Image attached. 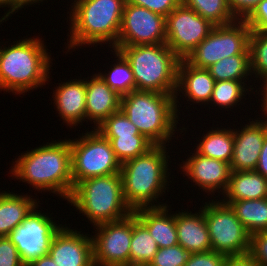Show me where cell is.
I'll use <instances>...</instances> for the list:
<instances>
[{
    "instance_id": "cell-1",
    "label": "cell",
    "mask_w": 267,
    "mask_h": 266,
    "mask_svg": "<svg viewBox=\"0 0 267 266\" xmlns=\"http://www.w3.org/2000/svg\"><path fill=\"white\" fill-rule=\"evenodd\" d=\"M12 162V179L31 185L41 194L49 192L65 201L69 199L74 188L69 138L46 142L21 153Z\"/></svg>"
},
{
    "instance_id": "cell-2",
    "label": "cell",
    "mask_w": 267,
    "mask_h": 266,
    "mask_svg": "<svg viewBox=\"0 0 267 266\" xmlns=\"http://www.w3.org/2000/svg\"><path fill=\"white\" fill-rule=\"evenodd\" d=\"M35 37L16 39L8 47L6 42L0 45V92L24 96L51 81V53L44 40Z\"/></svg>"
},
{
    "instance_id": "cell-3",
    "label": "cell",
    "mask_w": 267,
    "mask_h": 266,
    "mask_svg": "<svg viewBox=\"0 0 267 266\" xmlns=\"http://www.w3.org/2000/svg\"><path fill=\"white\" fill-rule=\"evenodd\" d=\"M73 2V0H71ZM126 0H74L69 7V32L66 36V54L70 49L117 46ZM69 38V39H68ZM108 44V45H107ZM88 45V46H87ZM79 47V48H78Z\"/></svg>"
},
{
    "instance_id": "cell-4",
    "label": "cell",
    "mask_w": 267,
    "mask_h": 266,
    "mask_svg": "<svg viewBox=\"0 0 267 266\" xmlns=\"http://www.w3.org/2000/svg\"><path fill=\"white\" fill-rule=\"evenodd\" d=\"M170 149L166 146H153L145 154L122 163L120 173L123 195L133 211L143 207L168 205L159 200L166 190L169 192L168 186L172 183L169 166L172 161L169 160L171 157L168 153Z\"/></svg>"
},
{
    "instance_id": "cell-5",
    "label": "cell",
    "mask_w": 267,
    "mask_h": 266,
    "mask_svg": "<svg viewBox=\"0 0 267 266\" xmlns=\"http://www.w3.org/2000/svg\"><path fill=\"white\" fill-rule=\"evenodd\" d=\"M174 95L131 91L121 97L120 110L154 146L169 147L172 137L176 139V131H187L186 127L177 126L182 120L176 112Z\"/></svg>"
},
{
    "instance_id": "cell-6",
    "label": "cell",
    "mask_w": 267,
    "mask_h": 266,
    "mask_svg": "<svg viewBox=\"0 0 267 266\" xmlns=\"http://www.w3.org/2000/svg\"><path fill=\"white\" fill-rule=\"evenodd\" d=\"M67 203L85 216L93 227L122 220L133 213L123 195L121 173L91 177L78 182Z\"/></svg>"
},
{
    "instance_id": "cell-7",
    "label": "cell",
    "mask_w": 267,
    "mask_h": 266,
    "mask_svg": "<svg viewBox=\"0 0 267 266\" xmlns=\"http://www.w3.org/2000/svg\"><path fill=\"white\" fill-rule=\"evenodd\" d=\"M129 62L135 90L175 94L180 58L166 44L116 46Z\"/></svg>"
},
{
    "instance_id": "cell-8",
    "label": "cell",
    "mask_w": 267,
    "mask_h": 266,
    "mask_svg": "<svg viewBox=\"0 0 267 266\" xmlns=\"http://www.w3.org/2000/svg\"><path fill=\"white\" fill-rule=\"evenodd\" d=\"M72 182H78L91 177L107 176L120 173L121 163L117 159L111 143L96 129L70 139Z\"/></svg>"
},
{
    "instance_id": "cell-9",
    "label": "cell",
    "mask_w": 267,
    "mask_h": 266,
    "mask_svg": "<svg viewBox=\"0 0 267 266\" xmlns=\"http://www.w3.org/2000/svg\"><path fill=\"white\" fill-rule=\"evenodd\" d=\"M215 200L204 203V216L212 250L226 256L248 254L251 235L230 205Z\"/></svg>"
},
{
    "instance_id": "cell-10",
    "label": "cell",
    "mask_w": 267,
    "mask_h": 266,
    "mask_svg": "<svg viewBox=\"0 0 267 266\" xmlns=\"http://www.w3.org/2000/svg\"><path fill=\"white\" fill-rule=\"evenodd\" d=\"M251 28L244 20L214 26L209 35L186 56L192 66L208 68L219 60L239 54H250Z\"/></svg>"
},
{
    "instance_id": "cell-11",
    "label": "cell",
    "mask_w": 267,
    "mask_h": 266,
    "mask_svg": "<svg viewBox=\"0 0 267 266\" xmlns=\"http://www.w3.org/2000/svg\"><path fill=\"white\" fill-rule=\"evenodd\" d=\"M39 206L36 205L8 236L26 266L48 254L53 237L63 226L60 221L57 224L56 220H53L55 218L51 217L53 212L42 213L41 210H37Z\"/></svg>"
},
{
    "instance_id": "cell-12",
    "label": "cell",
    "mask_w": 267,
    "mask_h": 266,
    "mask_svg": "<svg viewBox=\"0 0 267 266\" xmlns=\"http://www.w3.org/2000/svg\"><path fill=\"white\" fill-rule=\"evenodd\" d=\"M91 233L94 266H122L130 262L132 214L122 220L94 226Z\"/></svg>"
},
{
    "instance_id": "cell-13",
    "label": "cell",
    "mask_w": 267,
    "mask_h": 266,
    "mask_svg": "<svg viewBox=\"0 0 267 266\" xmlns=\"http://www.w3.org/2000/svg\"><path fill=\"white\" fill-rule=\"evenodd\" d=\"M215 25L181 3L166 17V44L185 59L211 32Z\"/></svg>"
},
{
    "instance_id": "cell-14",
    "label": "cell",
    "mask_w": 267,
    "mask_h": 266,
    "mask_svg": "<svg viewBox=\"0 0 267 266\" xmlns=\"http://www.w3.org/2000/svg\"><path fill=\"white\" fill-rule=\"evenodd\" d=\"M166 43V17L125 3L117 46Z\"/></svg>"
},
{
    "instance_id": "cell-15",
    "label": "cell",
    "mask_w": 267,
    "mask_h": 266,
    "mask_svg": "<svg viewBox=\"0 0 267 266\" xmlns=\"http://www.w3.org/2000/svg\"><path fill=\"white\" fill-rule=\"evenodd\" d=\"M194 153L190 152V155L182 160L183 164H179V168L183 172V177L190 179L193 186L204 194L210 195L211 197L217 192L218 195L213 198L220 199V194L222 195L227 186L229 179L231 177V165L227 162L220 161L214 158H208L198 154L195 150ZM196 185V186H195ZM221 192V193H220Z\"/></svg>"
},
{
    "instance_id": "cell-16",
    "label": "cell",
    "mask_w": 267,
    "mask_h": 266,
    "mask_svg": "<svg viewBox=\"0 0 267 266\" xmlns=\"http://www.w3.org/2000/svg\"><path fill=\"white\" fill-rule=\"evenodd\" d=\"M260 117L248 119L249 123L247 122L245 126L242 124L241 129L233 128L234 149L230 162L232 171H254L256 169L267 134V113L262 112Z\"/></svg>"
},
{
    "instance_id": "cell-17",
    "label": "cell",
    "mask_w": 267,
    "mask_h": 266,
    "mask_svg": "<svg viewBox=\"0 0 267 266\" xmlns=\"http://www.w3.org/2000/svg\"><path fill=\"white\" fill-rule=\"evenodd\" d=\"M66 225L53 237L48 254L58 266H94L91 235Z\"/></svg>"
},
{
    "instance_id": "cell-18",
    "label": "cell",
    "mask_w": 267,
    "mask_h": 266,
    "mask_svg": "<svg viewBox=\"0 0 267 266\" xmlns=\"http://www.w3.org/2000/svg\"><path fill=\"white\" fill-rule=\"evenodd\" d=\"M215 80L206 68H198L190 65L185 59H181L178 66L177 88L175 92V108L179 117V100L188 99L186 102L190 105L207 106L211 100ZM183 94V95H181ZM178 96L182 98H178ZM184 96V97H183ZM190 101V102H189ZM180 108H179V105Z\"/></svg>"
},
{
    "instance_id": "cell-19",
    "label": "cell",
    "mask_w": 267,
    "mask_h": 266,
    "mask_svg": "<svg viewBox=\"0 0 267 266\" xmlns=\"http://www.w3.org/2000/svg\"><path fill=\"white\" fill-rule=\"evenodd\" d=\"M63 81L53 89V103L63 123L67 127L76 129L82 126L86 120V78ZM84 121V122H83ZM82 124V125H81ZM73 126V127H72ZM75 126V128H74Z\"/></svg>"
},
{
    "instance_id": "cell-20",
    "label": "cell",
    "mask_w": 267,
    "mask_h": 266,
    "mask_svg": "<svg viewBox=\"0 0 267 266\" xmlns=\"http://www.w3.org/2000/svg\"><path fill=\"white\" fill-rule=\"evenodd\" d=\"M90 77L86 78V119L94 124L92 128L95 129L111 114L120 110L121 96L97 72Z\"/></svg>"
},
{
    "instance_id": "cell-21",
    "label": "cell",
    "mask_w": 267,
    "mask_h": 266,
    "mask_svg": "<svg viewBox=\"0 0 267 266\" xmlns=\"http://www.w3.org/2000/svg\"><path fill=\"white\" fill-rule=\"evenodd\" d=\"M195 213L188 209L175 211L178 244L190 254L211 251L209 231L204 216V203Z\"/></svg>"
},
{
    "instance_id": "cell-22",
    "label": "cell",
    "mask_w": 267,
    "mask_h": 266,
    "mask_svg": "<svg viewBox=\"0 0 267 266\" xmlns=\"http://www.w3.org/2000/svg\"><path fill=\"white\" fill-rule=\"evenodd\" d=\"M171 206L143 207L133 211L137 219L148 229L158 248L178 244L175 213L171 211Z\"/></svg>"
},
{
    "instance_id": "cell-23",
    "label": "cell",
    "mask_w": 267,
    "mask_h": 266,
    "mask_svg": "<svg viewBox=\"0 0 267 266\" xmlns=\"http://www.w3.org/2000/svg\"><path fill=\"white\" fill-rule=\"evenodd\" d=\"M20 194L10 190L0 192V237L9 236L36 205L42 204L37 197Z\"/></svg>"
},
{
    "instance_id": "cell-24",
    "label": "cell",
    "mask_w": 267,
    "mask_h": 266,
    "mask_svg": "<svg viewBox=\"0 0 267 266\" xmlns=\"http://www.w3.org/2000/svg\"><path fill=\"white\" fill-rule=\"evenodd\" d=\"M220 199L232 201L267 198V178L254 171H232L228 186Z\"/></svg>"
},
{
    "instance_id": "cell-25",
    "label": "cell",
    "mask_w": 267,
    "mask_h": 266,
    "mask_svg": "<svg viewBox=\"0 0 267 266\" xmlns=\"http://www.w3.org/2000/svg\"><path fill=\"white\" fill-rule=\"evenodd\" d=\"M213 127V128H212ZM205 134L198 137L195 151L205 157L214 158L230 164L233 157L234 134L230 127L224 128L212 126ZM223 127V128H221Z\"/></svg>"
},
{
    "instance_id": "cell-26",
    "label": "cell",
    "mask_w": 267,
    "mask_h": 266,
    "mask_svg": "<svg viewBox=\"0 0 267 266\" xmlns=\"http://www.w3.org/2000/svg\"><path fill=\"white\" fill-rule=\"evenodd\" d=\"M246 82L247 81L234 80L215 81L211 100L206 107H209V111L211 108L210 106H212V109L215 106L220 110L223 108L225 111H231V109H235V107H238L240 104L241 106L242 104H246L244 100H247L245 97L247 94L249 96L252 92L253 96H255L253 92L255 89L252 87L253 84L249 85V87Z\"/></svg>"
},
{
    "instance_id": "cell-27",
    "label": "cell",
    "mask_w": 267,
    "mask_h": 266,
    "mask_svg": "<svg viewBox=\"0 0 267 266\" xmlns=\"http://www.w3.org/2000/svg\"><path fill=\"white\" fill-rule=\"evenodd\" d=\"M229 205L250 235L267 231V198L237 200Z\"/></svg>"
},
{
    "instance_id": "cell-28",
    "label": "cell",
    "mask_w": 267,
    "mask_h": 266,
    "mask_svg": "<svg viewBox=\"0 0 267 266\" xmlns=\"http://www.w3.org/2000/svg\"><path fill=\"white\" fill-rule=\"evenodd\" d=\"M110 50L113 56H115L114 58H117L111 61H115V63L110 65L109 71L105 70L103 73L100 70L97 74L112 90L116 91L122 97L131 91H135V79L127 59L118 50L113 48Z\"/></svg>"
},
{
    "instance_id": "cell-29",
    "label": "cell",
    "mask_w": 267,
    "mask_h": 266,
    "mask_svg": "<svg viewBox=\"0 0 267 266\" xmlns=\"http://www.w3.org/2000/svg\"><path fill=\"white\" fill-rule=\"evenodd\" d=\"M215 81L234 80L247 81L254 80L251 74L250 54H239L225 57L207 68ZM250 76V77H248Z\"/></svg>"
},
{
    "instance_id": "cell-30",
    "label": "cell",
    "mask_w": 267,
    "mask_h": 266,
    "mask_svg": "<svg viewBox=\"0 0 267 266\" xmlns=\"http://www.w3.org/2000/svg\"><path fill=\"white\" fill-rule=\"evenodd\" d=\"M158 251V246L148 229L132 213V239L130 262L149 264Z\"/></svg>"
},
{
    "instance_id": "cell-31",
    "label": "cell",
    "mask_w": 267,
    "mask_h": 266,
    "mask_svg": "<svg viewBox=\"0 0 267 266\" xmlns=\"http://www.w3.org/2000/svg\"><path fill=\"white\" fill-rule=\"evenodd\" d=\"M181 3L193 9L213 25H228L235 22L227 0H181Z\"/></svg>"
},
{
    "instance_id": "cell-32",
    "label": "cell",
    "mask_w": 267,
    "mask_h": 266,
    "mask_svg": "<svg viewBox=\"0 0 267 266\" xmlns=\"http://www.w3.org/2000/svg\"><path fill=\"white\" fill-rule=\"evenodd\" d=\"M111 143L117 159L123 162L145 154L154 145L144 136H103Z\"/></svg>"
},
{
    "instance_id": "cell-33",
    "label": "cell",
    "mask_w": 267,
    "mask_h": 266,
    "mask_svg": "<svg viewBox=\"0 0 267 266\" xmlns=\"http://www.w3.org/2000/svg\"><path fill=\"white\" fill-rule=\"evenodd\" d=\"M251 74L255 78L253 84H261L267 78V33L251 31L249 38ZM258 78V79H257ZM257 80V82H256Z\"/></svg>"
},
{
    "instance_id": "cell-34",
    "label": "cell",
    "mask_w": 267,
    "mask_h": 266,
    "mask_svg": "<svg viewBox=\"0 0 267 266\" xmlns=\"http://www.w3.org/2000/svg\"><path fill=\"white\" fill-rule=\"evenodd\" d=\"M95 129L102 136H143L121 110L111 114Z\"/></svg>"
},
{
    "instance_id": "cell-35",
    "label": "cell",
    "mask_w": 267,
    "mask_h": 266,
    "mask_svg": "<svg viewBox=\"0 0 267 266\" xmlns=\"http://www.w3.org/2000/svg\"><path fill=\"white\" fill-rule=\"evenodd\" d=\"M190 253L179 244L172 247L158 248L149 263L151 266H184Z\"/></svg>"
},
{
    "instance_id": "cell-36",
    "label": "cell",
    "mask_w": 267,
    "mask_h": 266,
    "mask_svg": "<svg viewBox=\"0 0 267 266\" xmlns=\"http://www.w3.org/2000/svg\"><path fill=\"white\" fill-rule=\"evenodd\" d=\"M126 2L147 8L164 17H167L181 4V0H126Z\"/></svg>"
},
{
    "instance_id": "cell-37",
    "label": "cell",
    "mask_w": 267,
    "mask_h": 266,
    "mask_svg": "<svg viewBox=\"0 0 267 266\" xmlns=\"http://www.w3.org/2000/svg\"><path fill=\"white\" fill-rule=\"evenodd\" d=\"M0 266H26L8 236L0 237Z\"/></svg>"
},
{
    "instance_id": "cell-38",
    "label": "cell",
    "mask_w": 267,
    "mask_h": 266,
    "mask_svg": "<svg viewBox=\"0 0 267 266\" xmlns=\"http://www.w3.org/2000/svg\"><path fill=\"white\" fill-rule=\"evenodd\" d=\"M259 266H267V231L251 235L248 253Z\"/></svg>"
},
{
    "instance_id": "cell-39",
    "label": "cell",
    "mask_w": 267,
    "mask_h": 266,
    "mask_svg": "<svg viewBox=\"0 0 267 266\" xmlns=\"http://www.w3.org/2000/svg\"><path fill=\"white\" fill-rule=\"evenodd\" d=\"M226 255L213 250L203 253H192L189 255L184 266H223Z\"/></svg>"
},
{
    "instance_id": "cell-40",
    "label": "cell",
    "mask_w": 267,
    "mask_h": 266,
    "mask_svg": "<svg viewBox=\"0 0 267 266\" xmlns=\"http://www.w3.org/2000/svg\"><path fill=\"white\" fill-rule=\"evenodd\" d=\"M244 21L251 31L267 33V0H262Z\"/></svg>"
},
{
    "instance_id": "cell-41",
    "label": "cell",
    "mask_w": 267,
    "mask_h": 266,
    "mask_svg": "<svg viewBox=\"0 0 267 266\" xmlns=\"http://www.w3.org/2000/svg\"><path fill=\"white\" fill-rule=\"evenodd\" d=\"M262 0H227L237 20H245Z\"/></svg>"
},
{
    "instance_id": "cell-42",
    "label": "cell",
    "mask_w": 267,
    "mask_h": 266,
    "mask_svg": "<svg viewBox=\"0 0 267 266\" xmlns=\"http://www.w3.org/2000/svg\"><path fill=\"white\" fill-rule=\"evenodd\" d=\"M223 266H259L249 255L227 256Z\"/></svg>"
},
{
    "instance_id": "cell-43",
    "label": "cell",
    "mask_w": 267,
    "mask_h": 266,
    "mask_svg": "<svg viewBox=\"0 0 267 266\" xmlns=\"http://www.w3.org/2000/svg\"><path fill=\"white\" fill-rule=\"evenodd\" d=\"M255 171L267 178V134L264 138L263 147L260 151L259 161Z\"/></svg>"
},
{
    "instance_id": "cell-44",
    "label": "cell",
    "mask_w": 267,
    "mask_h": 266,
    "mask_svg": "<svg viewBox=\"0 0 267 266\" xmlns=\"http://www.w3.org/2000/svg\"><path fill=\"white\" fill-rule=\"evenodd\" d=\"M261 82H262V85L260 84L259 88L257 87L256 88L257 90H255L254 92H256L255 95H258V96L262 95L261 99H258V101L260 102L259 105L261 104V108H260L261 110H259V111H261L263 113H267V78H265ZM258 89H259V91H258Z\"/></svg>"
},
{
    "instance_id": "cell-45",
    "label": "cell",
    "mask_w": 267,
    "mask_h": 266,
    "mask_svg": "<svg viewBox=\"0 0 267 266\" xmlns=\"http://www.w3.org/2000/svg\"><path fill=\"white\" fill-rule=\"evenodd\" d=\"M43 1L45 0H14V12H18L19 10H22V8H24V10L29 7L34 5H37V3H39L38 5L43 4ZM47 1V0H46ZM28 5V6H27Z\"/></svg>"
},
{
    "instance_id": "cell-46",
    "label": "cell",
    "mask_w": 267,
    "mask_h": 266,
    "mask_svg": "<svg viewBox=\"0 0 267 266\" xmlns=\"http://www.w3.org/2000/svg\"><path fill=\"white\" fill-rule=\"evenodd\" d=\"M27 266H58L49 254L41 256L38 259L32 261Z\"/></svg>"
},
{
    "instance_id": "cell-47",
    "label": "cell",
    "mask_w": 267,
    "mask_h": 266,
    "mask_svg": "<svg viewBox=\"0 0 267 266\" xmlns=\"http://www.w3.org/2000/svg\"><path fill=\"white\" fill-rule=\"evenodd\" d=\"M4 8V11L6 10V7L9 9L2 15L0 19L2 20H8L9 17H12V14L14 13V0H0V8Z\"/></svg>"
},
{
    "instance_id": "cell-48",
    "label": "cell",
    "mask_w": 267,
    "mask_h": 266,
    "mask_svg": "<svg viewBox=\"0 0 267 266\" xmlns=\"http://www.w3.org/2000/svg\"><path fill=\"white\" fill-rule=\"evenodd\" d=\"M122 266H151V265L146 263L129 262L128 264Z\"/></svg>"
},
{
    "instance_id": "cell-49",
    "label": "cell",
    "mask_w": 267,
    "mask_h": 266,
    "mask_svg": "<svg viewBox=\"0 0 267 266\" xmlns=\"http://www.w3.org/2000/svg\"><path fill=\"white\" fill-rule=\"evenodd\" d=\"M4 21H5V23H6L7 20H2V19H0V25H1ZM1 43H2V44H1ZM0 44L3 45L4 43H3V42H0Z\"/></svg>"
}]
</instances>
